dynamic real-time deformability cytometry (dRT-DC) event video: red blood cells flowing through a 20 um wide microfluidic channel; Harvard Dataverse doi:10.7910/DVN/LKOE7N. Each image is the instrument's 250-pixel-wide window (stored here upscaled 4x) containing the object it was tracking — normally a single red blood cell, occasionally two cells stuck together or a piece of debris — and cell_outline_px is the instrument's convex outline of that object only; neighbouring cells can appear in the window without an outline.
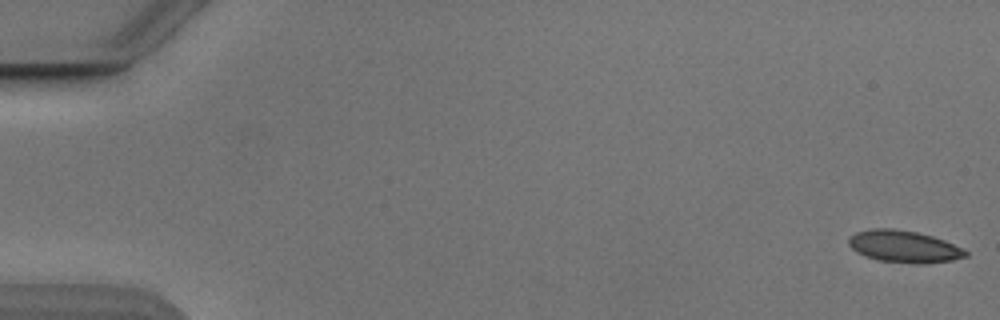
{"species": "Egyptian fruit bat (a non-hibernating species)", "species_latin": "Rousettus aegyptiacus", "temperature_condition": "cold", "stored_images_in_passage": 54, "camera_frame_rate_fps": 3000, "um_per_image_px": 0.085, "animal": {"sex": "male"}, "frame": {"image": 1, "passage_image": 1, "time_ms": 0.0, "image_size_px": [1000, 320], "cell_outline_px": [[968, 256], [952, 260], [924, 264], [912, 264], [880, 260], [856, 252], [848, 244], [848, 236], [856, 232], [872, 228], [892, 228], [916, 232], [932, 236], [944, 240], [964, 248], [968, 252]], "centroid_in_image_um": [76.85, 20.95], "position_along_channel_um": 8.2, "area_um2": 21.91}}
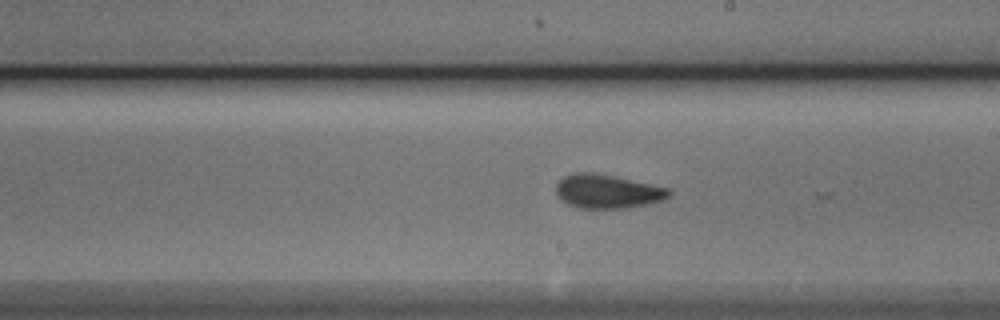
{"frame": {"image": 2, "passage_image": 31, "time_ms": 10.0, "image_size_px": [1000, 320], "cell_outline_px": [[672, 192], [664, 200], [648, 204], [624, 208], [580, 208], [568, 204], [556, 196], [556, 184], [564, 176], [572, 172], [596, 172], [616, 176], [672, 188]], "centroid_in_image_um": [51.65, 16.25], "position_along_channel_um": 237.4, "area_um2": 22.66}}
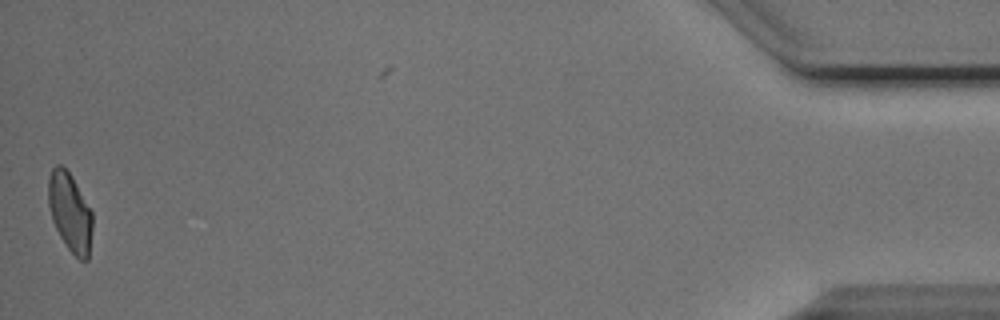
{"frame": {"image": 3, "passage_image": 53, "time_ms": 17.333, "image_size_px": [1000, 320], "cell_outline_px": [[92, 228], [88, 260], [80, 260], [68, 248], [60, 236], [52, 220], [48, 204], [48, 180], [52, 168], [56, 164], [60, 164], [72, 176], [92, 212]], "centroid_in_image_um": [5.94, 18.02], "position_along_channel_um": 429.3, "area_um2": 20.06}, "authors_computed_cell_mechanics": {"area_um2": 21.8773, "velocity_mm_per_s": 3.8683, "shape_relaxation_time_tau1_ms": 3.7885, "shape_relaxation_time_tau2_ms": 1.2328, "deformation_change_tau1": 0.1147, "deformation_change_tau2": 0.0667}}